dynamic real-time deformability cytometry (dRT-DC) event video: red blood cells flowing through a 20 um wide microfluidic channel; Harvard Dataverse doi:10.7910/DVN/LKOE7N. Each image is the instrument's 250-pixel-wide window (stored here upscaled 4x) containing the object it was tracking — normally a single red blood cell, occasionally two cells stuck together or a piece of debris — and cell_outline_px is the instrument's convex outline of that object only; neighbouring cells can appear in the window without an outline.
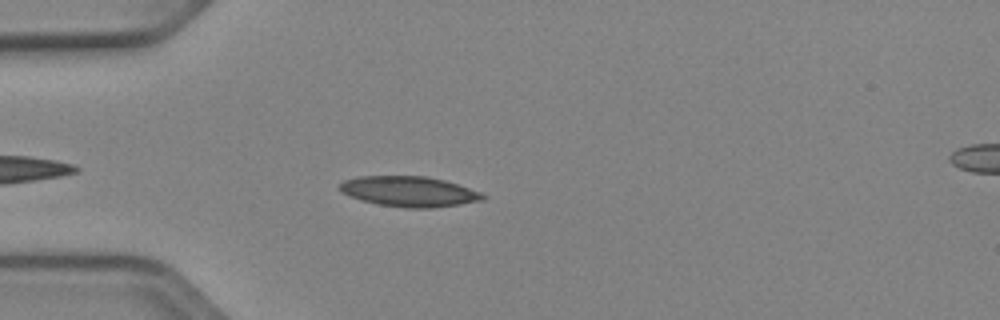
{"species": "Egyptian fruit bat (a non-hibernating species)", "species_latin": "Rousettus aegyptiacus", "temperature_condition": "cold", "stored_images_in_passage": 42, "camera_frame_rate_fps": 3000, "um_per_image_px": 0.085, "animal": {"sex": "female"}, "frame": {"image": 1, "passage_image": 5, "time_ms": 1.333, "image_size_px": [1000, 320], "cell_outline_px": [[488, 196], [484, 200], [460, 204], [432, 208], [408, 208], [380, 204], [360, 200], [344, 192], [340, 188], [340, 184], [344, 180], [360, 176], [424, 176], [444, 180], [480, 192]], "centroid_in_image_um": [34.82, 16.28], "position_along_channel_um": 50.2, "area_um2": 24.97}}
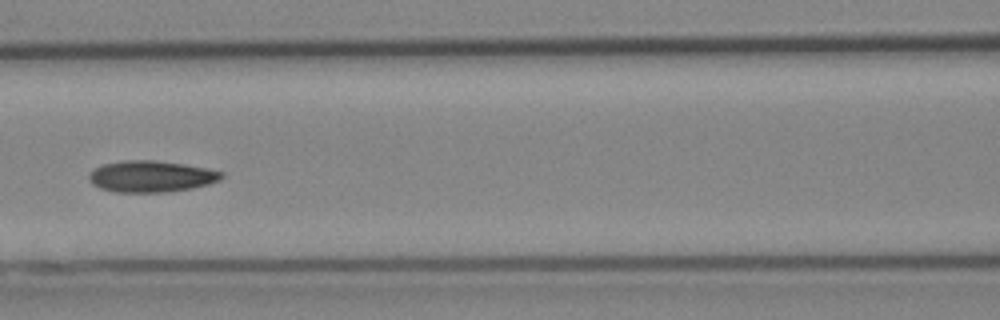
{"frame": {"image": 2, "passage_image": 14, "time_ms": 4.333, "image_size_px": [1000, 320], "cell_outline_px": [[224, 176], [220, 180], [208, 184], [192, 188], [168, 192], [116, 192], [100, 188], [92, 184], [88, 180], [88, 172], [104, 164], [124, 160], [152, 160], [184, 164], [208, 168], [224, 172]], "centroid_in_image_um": [12.85, 14.99], "position_along_channel_um": 153.7, "area_um2": 24.39}}
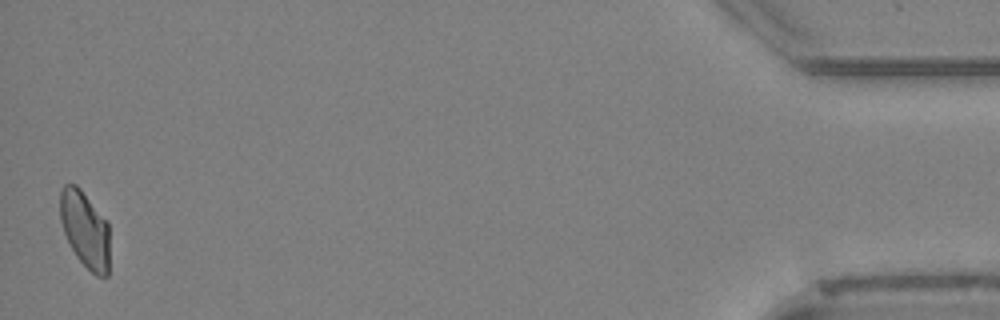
{"frame": {"image": 3, "passage_image": 42, "time_ms": 13.667, "image_size_px": [1000, 320], "cell_outline_px": [[108, 276], [96, 276], [76, 256], [64, 232], [60, 220], [60, 192], [64, 184], [76, 184], [80, 188], [108, 224]], "centroid_in_image_um": [7.2, 19.49], "position_along_channel_um": 428.0, "area_um2": 21.62}, "authors_computed_cell_mechanics": {"area_um2": 23.5535, "velocity_mm_per_s": 3.9064, "shape_relaxation_time_tau1_ms": null, "shape_relaxation_time_tau2_ms": 3.2838, "deformation_change_tau1": null, "deformation_change_tau2": 0.0869}}